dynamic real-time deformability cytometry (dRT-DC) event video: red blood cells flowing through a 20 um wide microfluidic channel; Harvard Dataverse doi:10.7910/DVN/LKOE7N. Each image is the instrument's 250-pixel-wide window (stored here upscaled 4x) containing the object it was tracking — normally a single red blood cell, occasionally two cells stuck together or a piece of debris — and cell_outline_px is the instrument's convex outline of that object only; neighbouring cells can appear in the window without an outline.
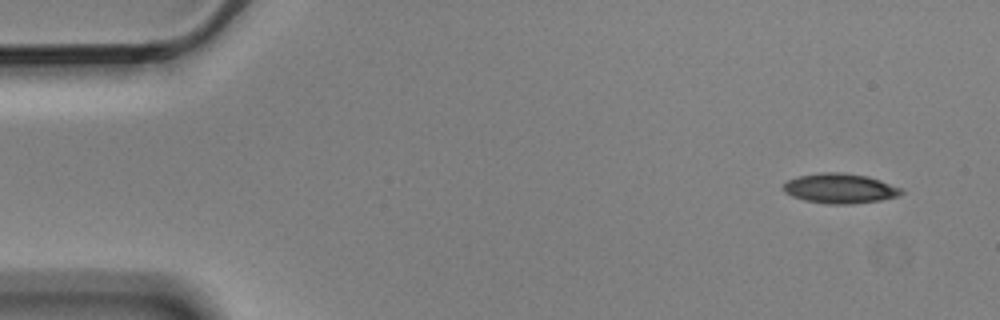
{"species": "Egyptian fruit bat (a non-hibernating species)", "species_latin": "Rousettus aegyptiacus", "temperature_condition": "cold", "stored_images_in_passage": 5, "camera_frame_rate_fps": 3000, "um_per_image_px": 0.085, "animal": {"sex": "male"}, "frame": {"image": 1, "passage_image": 1, "time_ms": 0.0, "image_size_px": [1000, 320], "cell_outline_px": [[904, 192], [900, 196], [880, 200], [852, 204], [828, 204], [804, 200], [792, 196], [784, 192], [784, 184], [788, 180], [796, 176], [820, 172], [844, 172], [868, 176], [904, 188]], "centroid_in_image_um": [71.43, 16.01], "position_along_channel_um": 13.6, "area_um2": 20.81}}
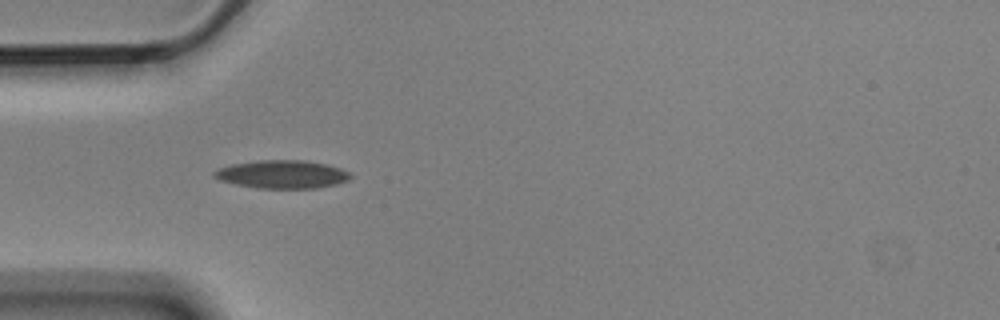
{"frame": {"image": 2, "passage_image": 4, "time_ms": 1.0, "image_size_px": [1000, 320], "cell_outline_px": [[352, 176], [348, 180], [336, 184], [316, 188], [260, 188], [236, 184], [220, 180], [212, 176], [212, 172], [220, 168], [232, 164], [260, 160], [304, 160], [328, 164], [340, 168], [348, 172]], "centroid_in_image_um": [23.99, 14.81], "position_along_channel_um": 61.0, "area_um2": 22.25}}
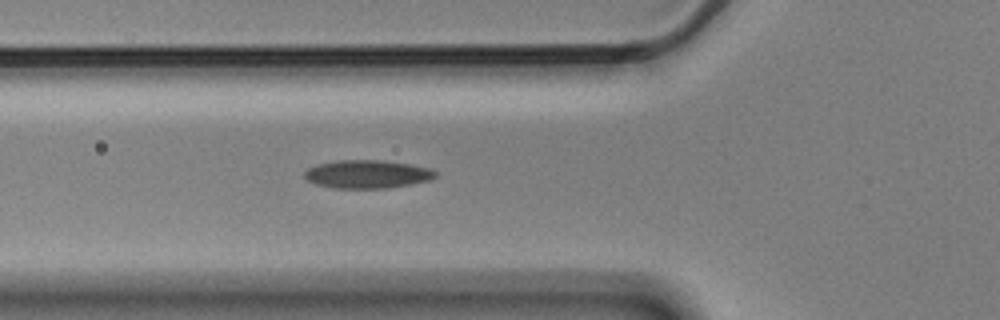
{"frame": {"image": 3, "passage_image": 5, "time_ms": 1.333, "image_size_px": [1000, 320], "cell_outline_px": [[436, 176], [428, 180], [408, 184], [384, 188], [336, 188], [316, 184], [308, 180], [304, 176], [304, 172], [308, 168], [316, 164], [336, 160], [384, 160], [408, 164], [428, 168], [436, 172]], "centroid_in_image_um": [31.16, 14.79], "position_along_channel_um": 94.6, "area_um2": 21.27}}